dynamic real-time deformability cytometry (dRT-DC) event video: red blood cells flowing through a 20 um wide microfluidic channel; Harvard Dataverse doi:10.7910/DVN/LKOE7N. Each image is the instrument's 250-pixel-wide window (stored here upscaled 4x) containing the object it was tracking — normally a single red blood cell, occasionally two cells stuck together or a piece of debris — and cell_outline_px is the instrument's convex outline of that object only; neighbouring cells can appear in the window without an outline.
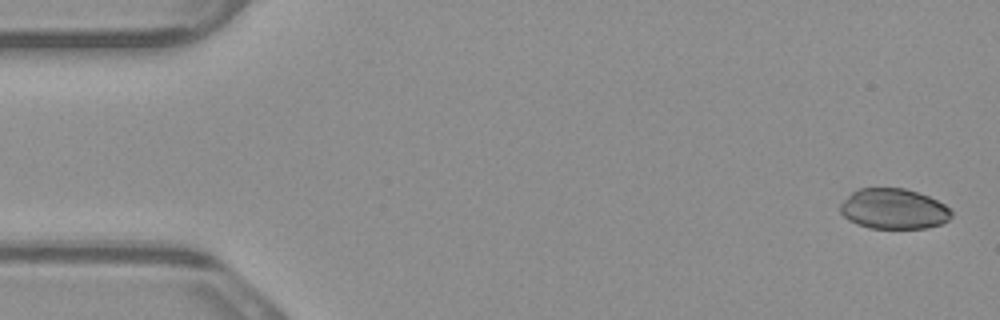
{"species": "common noctule bat (a hibernating species)", "species_latin": "Nyctalus noctula", "temperature_condition": "warm", "stored_images_in_passage": 6, "segment_of_instrument_passage": [2, 2], "camera_frame_rate_fps": 3000, "um_per_image_px": 0.085, "animal": {"sex": "male", "body_mass_g": 23.1, "forearm_length_mm": 52.7}, "frame": {"image": 1, "passage_image": 6, "time_ms": 1.667, "image_size_px": [1000, 320], "cell_outline_px": [[952, 216], [948, 220], [940, 224], [924, 228], [868, 228], [856, 224], [848, 220], [840, 212], [840, 204], [852, 192], [860, 188], [904, 188], [928, 196], [944, 204], [952, 212]], "centroid_in_image_um": [75.94, 17.76], "position_along_channel_um": 9.1, "area_um2": 26.07}}